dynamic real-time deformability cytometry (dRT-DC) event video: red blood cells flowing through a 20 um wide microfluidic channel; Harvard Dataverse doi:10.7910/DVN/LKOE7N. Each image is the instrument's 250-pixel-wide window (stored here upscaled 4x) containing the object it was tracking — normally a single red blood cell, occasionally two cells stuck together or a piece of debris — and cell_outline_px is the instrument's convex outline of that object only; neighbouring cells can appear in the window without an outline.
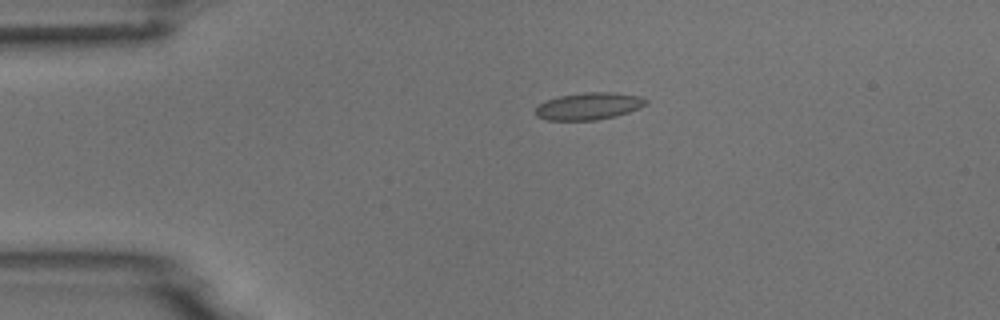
{"species": "common noctule bat (a hibernating species)", "species_latin": "Nyctalus noctula", "temperature_condition": "room temperature", "stored_images_in_passage": 5, "camera_frame_rate_fps": 3000, "um_per_image_px": 0.085, "animal": {"sex": "male", "body_mass_g": 18.8}, "frame": {"image": 1, "passage_image": 4, "time_ms": 3.667, "image_size_px": [1000, 320], "cell_outline_px": [[648, 104], [640, 108], [616, 116], [596, 120], [544, 120], [536, 116], [532, 112], [540, 104], [548, 100], [560, 96], [584, 92], [612, 92], [640, 96], [648, 100]], "centroid_in_image_um": [50.05, 9.03], "position_along_channel_um": 35.0, "area_um2": 17.57}}
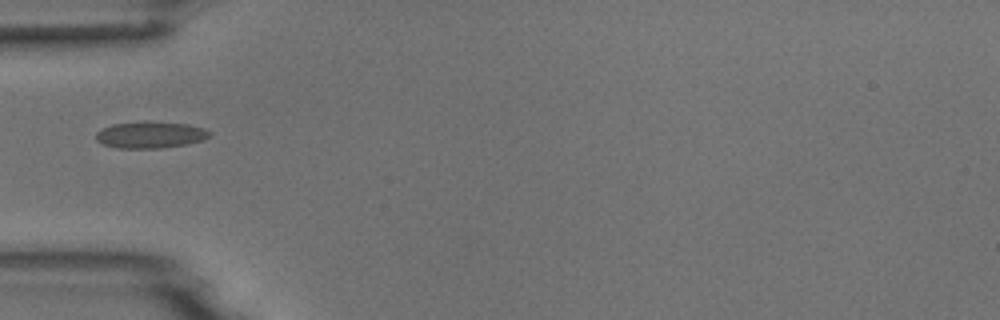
{"frame": {"image": 2, "passage_image": 5, "time_ms": 5.667, "image_size_px": [1000, 320], "cell_outline_px": [[212, 132], [204, 140], [184, 144], [160, 148], [116, 148], [100, 144], [96, 140], [96, 132], [100, 128], [112, 124], [148, 120], [188, 124], [204, 128]], "centroid_in_image_um": [12.73, 11.44], "position_along_channel_um": 72.3, "area_um2": 17.98}}